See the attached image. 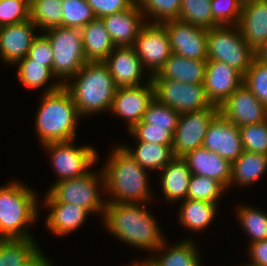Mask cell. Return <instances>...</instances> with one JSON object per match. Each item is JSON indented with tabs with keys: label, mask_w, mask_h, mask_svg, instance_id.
Listing matches in <instances>:
<instances>
[{
	"label": "cell",
	"mask_w": 267,
	"mask_h": 266,
	"mask_svg": "<svg viewBox=\"0 0 267 266\" xmlns=\"http://www.w3.org/2000/svg\"><path fill=\"white\" fill-rule=\"evenodd\" d=\"M136 148L120 144L124 150L132 156L137 163L149 171H161L172 159L174 154L172 145H160L147 142H136ZM129 147V148H128Z\"/></svg>",
	"instance_id": "obj_30"
},
{
	"label": "cell",
	"mask_w": 267,
	"mask_h": 266,
	"mask_svg": "<svg viewBox=\"0 0 267 266\" xmlns=\"http://www.w3.org/2000/svg\"><path fill=\"white\" fill-rule=\"evenodd\" d=\"M219 113L237 127L267 120V106L243 84L219 106Z\"/></svg>",
	"instance_id": "obj_15"
},
{
	"label": "cell",
	"mask_w": 267,
	"mask_h": 266,
	"mask_svg": "<svg viewBox=\"0 0 267 266\" xmlns=\"http://www.w3.org/2000/svg\"><path fill=\"white\" fill-rule=\"evenodd\" d=\"M267 170V155L243 151L232 163L229 187H244L252 185L263 176ZM236 184V185H235Z\"/></svg>",
	"instance_id": "obj_29"
},
{
	"label": "cell",
	"mask_w": 267,
	"mask_h": 266,
	"mask_svg": "<svg viewBox=\"0 0 267 266\" xmlns=\"http://www.w3.org/2000/svg\"><path fill=\"white\" fill-rule=\"evenodd\" d=\"M75 141L49 142L42 145L44 150L50 153L52 168L58 175L52 186L62 180L85 175L90 171V167L97 163L98 153L95 148L89 145L76 147L73 144Z\"/></svg>",
	"instance_id": "obj_9"
},
{
	"label": "cell",
	"mask_w": 267,
	"mask_h": 266,
	"mask_svg": "<svg viewBox=\"0 0 267 266\" xmlns=\"http://www.w3.org/2000/svg\"><path fill=\"white\" fill-rule=\"evenodd\" d=\"M243 3L247 2V1H252V0H241Z\"/></svg>",
	"instance_id": "obj_52"
},
{
	"label": "cell",
	"mask_w": 267,
	"mask_h": 266,
	"mask_svg": "<svg viewBox=\"0 0 267 266\" xmlns=\"http://www.w3.org/2000/svg\"><path fill=\"white\" fill-rule=\"evenodd\" d=\"M255 59L260 63L267 66V40L264 44L255 52Z\"/></svg>",
	"instance_id": "obj_49"
},
{
	"label": "cell",
	"mask_w": 267,
	"mask_h": 266,
	"mask_svg": "<svg viewBox=\"0 0 267 266\" xmlns=\"http://www.w3.org/2000/svg\"><path fill=\"white\" fill-rule=\"evenodd\" d=\"M104 63L117 88L142 85L145 69L133 46H116Z\"/></svg>",
	"instance_id": "obj_19"
},
{
	"label": "cell",
	"mask_w": 267,
	"mask_h": 266,
	"mask_svg": "<svg viewBox=\"0 0 267 266\" xmlns=\"http://www.w3.org/2000/svg\"><path fill=\"white\" fill-rule=\"evenodd\" d=\"M137 4L148 23L178 19L181 8V0H137Z\"/></svg>",
	"instance_id": "obj_36"
},
{
	"label": "cell",
	"mask_w": 267,
	"mask_h": 266,
	"mask_svg": "<svg viewBox=\"0 0 267 266\" xmlns=\"http://www.w3.org/2000/svg\"><path fill=\"white\" fill-rule=\"evenodd\" d=\"M53 50L52 72L63 85L87 62L78 28L53 27L42 32Z\"/></svg>",
	"instance_id": "obj_7"
},
{
	"label": "cell",
	"mask_w": 267,
	"mask_h": 266,
	"mask_svg": "<svg viewBox=\"0 0 267 266\" xmlns=\"http://www.w3.org/2000/svg\"><path fill=\"white\" fill-rule=\"evenodd\" d=\"M180 204L179 223L182 227L194 233L203 232L217 216L218 203L186 199Z\"/></svg>",
	"instance_id": "obj_28"
},
{
	"label": "cell",
	"mask_w": 267,
	"mask_h": 266,
	"mask_svg": "<svg viewBox=\"0 0 267 266\" xmlns=\"http://www.w3.org/2000/svg\"><path fill=\"white\" fill-rule=\"evenodd\" d=\"M182 159L192 174L215 179L229 188L232 164L220 155L201 147L186 153Z\"/></svg>",
	"instance_id": "obj_22"
},
{
	"label": "cell",
	"mask_w": 267,
	"mask_h": 266,
	"mask_svg": "<svg viewBox=\"0 0 267 266\" xmlns=\"http://www.w3.org/2000/svg\"><path fill=\"white\" fill-rule=\"evenodd\" d=\"M146 77L142 85L117 88L113 98L110 114L126 120L128 132L142 121L148 105L154 99L151 76Z\"/></svg>",
	"instance_id": "obj_13"
},
{
	"label": "cell",
	"mask_w": 267,
	"mask_h": 266,
	"mask_svg": "<svg viewBox=\"0 0 267 266\" xmlns=\"http://www.w3.org/2000/svg\"><path fill=\"white\" fill-rule=\"evenodd\" d=\"M161 24L169 36L172 53L192 60H207V29L178 19Z\"/></svg>",
	"instance_id": "obj_14"
},
{
	"label": "cell",
	"mask_w": 267,
	"mask_h": 266,
	"mask_svg": "<svg viewBox=\"0 0 267 266\" xmlns=\"http://www.w3.org/2000/svg\"><path fill=\"white\" fill-rule=\"evenodd\" d=\"M255 52L243 39L238 25H222L207 32V60L228 64L244 75Z\"/></svg>",
	"instance_id": "obj_8"
},
{
	"label": "cell",
	"mask_w": 267,
	"mask_h": 266,
	"mask_svg": "<svg viewBox=\"0 0 267 266\" xmlns=\"http://www.w3.org/2000/svg\"><path fill=\"white\" fill-rule=\"evenodd\" d=\"M52 83L44 90L35 115V131L42 145L76 140V128L81 118L63 84L60 81Z\"/></svg>",
	"instance_id": "obj_3"
},
{
	"label": "cell",
	"mask_w": 267,
	"mask_h": 266,
	"mask_svg": "<svg viewBox=\"0 0 267 266\" xmlns=\"http://www.w3.org/2000/svg\"><path fill=\"white\" fill-rule=\"evenodd\" d=\"M116 46H133L141 28L147 23L137 2L129 9L101 18Z\"/></svg>",
	"instance_id": "obj_20"
},
{
	"label": "cell",
	"mask_w": 267,
	"mask_h": 266,
	"mask_svg": "<svg viewBox=\"0 0 267 266\" xmlns=\"http://www.w3.org/2000/svg\"><path fill=\"white\" fill-rule=\"evenodd\" d=\"M81 34L87 62H104L115 48L101 18H95L85 25Z\"/></svg>",
	"instance_id": "obj_26"
},
{
	"label": "cell",
	"mask_w": 267,
	"mask_h": 266,
	"mask_svg": "<svg viewBox=\"0 0 267 266\" xmlns=\"http://www.w3.org/2000/svg\"><path fill=\"white\" fill-rule=\"evenodd\" d=\"M36 193L13 179L0 186V239H35L29 227L39 217Z\"/></svg>",
	"instance_id": "obj_5"
},
{
	"label": "cell",
	"mask_w": 267,
	"mask_h": 266,
	"mask_svg": "<svg viewBox=\"0 0 267 266\" xmlns=\"http://www.w3.org/2000/svg\"><path fill=\"white\" fill-rule=\"evenodd\" d=\"M129 266H157L156 264H154L149 258H145L144 261H133L131 264H129Z\"/></svg>",
	"instance_id": "obj_50"
},
{
	"label": "cell",
	"mask_w": 267,
	"mask_h": 266,
	"mask_svg": "<svg viewBox=\"0 0 267 266\" xmlns=\"http://www.w3.org/2000/svg\"><path fill=\"white\" fill-rule=\"evenodd\" d=\"M237 25L245 42L256 52L267 40V0L243 3Z\"/></svg>",
	"instance_id": "obj_21"
},
{
	"label": "cell",
	"mask_w": 267,
	"mask_h": 266,
	"mask_svg": "<svg viewBox=\"0 0 267 266\" xmlns=\"http://www.w3.org/2000/svg\"><path fill=\"white\" fill-rule=\"evenodd\" d=\"M62 0H30V19L42 32L63 26Z\"/></svg>",
	"instance_id": "obj_31"
},
{
	"label": "cell",
	"mask_w": 267,
	"mask_h": 266,
	"mask_svg": "<svg viewBox=\"0 0 267 266\" xmlns=\"http://www.w3.org/2000/svg\"><path fill=\"white\" fill-rule=\"evenodd\" d=\"M160 172V186L165 201L176 203L181 199L186 200L192 173L182 157L172 159Z\"/></svg>",
	"instance_id": "obj_25"
},
{
	"label": "cell",
	"mask_w": 267,
	"mask_h": 266,
	"mask_svg": "<svg viewBox=\"0 0 267 266\" xmlns=\"http://www.w3.org/2000/svg\"><path fill=\"white\" fill-rule=\"evenodd\" d=\"M243 150L267 155V120L239 127Z\"/></svg>",
	"instance_id": "obj_40"
},
{
	"label": "cell",
	"mask_w": 267,
	"mask_h": 266,
	"mask_svg": "<svg viewBox=\"0 0 267 266\" xmlns=\"http://www.w3.org/2000/svg\"><path fill=\"white\" fill-rule=\"evenodd\" d=\"M30 19V0H0V27Z\"/></svg>",
	"instance_id": "obj_43"
},
{
	"label": "cell",
	"mask_w": 267,
	"mask_h": 266,
	"mask_svg": "<svg viewBox=\"0 0 267 266\" xmlns=\"http://www.w3.org/2000/svg\"><path fill=\"white\" fill-rule=\"evenodd\" d=\"M241 0H211L213 21L218 25H237L242 12Z\"/></svg>",
	"instance_id": "obj_42"
},
{
	"label": "cell",
	"mask_w": 267,
	"mask_h": 266,
	"mask_svg": "<svg viewBox=\"0 0 267 266\" xmlns=\"http://www.w3.org/2000/svg\"><path fill=\"white\" fill-rule=\"evenodd\" d=\"M133 47L151 77L158 73L172 55L169 36L161 23L147 22L139 31Z\"/></svg>",
	"instance_id": "obj_12"
},
{
	"label": "cell",
	"mask_w": 267,
	"mask_h": 266,
	"mask_svg": "<svg viewBox=\"0 0 267 266\" xmlns=\"http://www.w3.org/2000/svg\"><path fill=\"white\" fill-rule=\"evenodd\" d=\"M247 251L250 256L248 264L253 266H267V239L248 243Z\"/></svg>",
	"instance_id": "obj_47"
},
{
	"label": "cell",
	"mask_w": 267,
	"mask_h": 266,
	"mask_svg": "<svg viewBox=\"0 0 267 266\" xmlns=\"http://www.w3.org/2000/svg\"><path fill=\"white\" fill-rule=\"evenodd\" d=\"M245 85L256 97L267 106V66L257 59L251 62L250 67L243 75Z\"/></svg>",
	"instance_id": "obj_41"
},
{
	"label": "cell",
	"mask_w": 267,
	"mask_h": 266,
	"mask_svg": "<svg viewBox=\"0 0 267 266\" xmlns=\"http://www.w3.org/2000/svg\"><path fill=\"white\" fill-rule=\"evenodd\" d=\"M207 60H192L172 53L151 80H171L189 84H203Z\"/></svg>",
	"instance_id": "obj_24"
},
{
	"label": "cell",
	"mask_w": 267,
	"mask_h": 266,
	"mask_svg": "<svg viewBox=\"0 0 267 266\" xmlns=\"http://www.w3.org/2000/svg\"><path fill=\"white\" fill-rule=\"evenodd\" d=\"M96 18L122 12L131 8L137 0H86Z\"/></svg>",
	"instance_id": "obj_46"
},
{
	"label": "cell",
	"mask_w": 267,
	"mask_h": 266,
	"mask_svg": "<svg viewBox=\"0 0 267 266\" xmlns=\"http://www.w3.org/2000/svg\"><path fill=\"white\" fill-rule=\"evenodd\" d=\"M27 56L31 58L33 62L43 63L44 66L52 69V46L49 39L42 32L33 40Z\"/></svg>",
	"instance_id": "obj_45"
},
{
	"label": "cell",
	"mask_w": 267,
	"mask_h": 266,
	"mask_svg": "<svg viewBox=\"0 0 267 266\" xmlns=\"http://www.w3.org/2000/svg\"><path fill=\"white\" fill-rule=\"evenodd\" d=\"M219 114V107L210 105L202 110L182 113L173 134L174 157L201 148L212 120Z\"/></svg>",
	"instance_id": "obj_11"
},
{
	"label": "cell",
	"mask_w": 267,
	"mask_h": 266,
	"mask_svg": "<svg viewBox=\"0 0 267 266\" xmlns=\"http://www.w3.org/2000/svg\"><path fill=\"white\" fill-rule=\"evenodd\" d=\"M167 242V240L166 242L164 241L154 251L156 255L159 253L158 256L151 254L153 256L148 257L154 264L157 266H202L198 246H196L193 240L189 238L183 239L177 242V244L170 245V247Z\"/></svg>",
	"instance_id": "obj_27"
},
{
	"label": "cell",
	"mask_w": 267,
	"mask_h": 266,
	"mask_svg": "<svg viewBox=\"0 0 267 266\" xmlns=\"http://www.w3.org/2000/svg\"><path fill=\"white\" fill-rule=\"evenodd\" d=\"M17 68V78L27 88L39 89L52 78H56L52 69L43 65V63L33 62L31 58L26 56L15 64Z\"/></svg>",
	"instance_id": "obj_35"
},
{
	"label": "cell",
	"mask_w": 267,
	"mask_h": 266,
	"mask_svg": "<svg viewBox=\"0 0 267 266\" xmlns=\"http://www.w3.org/2000/svg\"><path fill=\"white\" fill-rule=\"evenodd\" d=\"M39 248L35 239H0V266H23Z\"/></svg>",
	"instance_id": "obj_32"
},
{
	"label": "cell",
	"mask_w": 267,
	"mask_h": 266,
	"mask_svg": "<svg viewBox=\"0 0 267 266\" xmlns=\"http://www.w3.org/2000/svg\"><path fill=\"white\" fill-rule=\"evenodd\" d=\"M63 26L82 29L96 17L86 0H62Z\"/></svg>",
	"instance_id": "obj_39"
},
{
	"label": "cell",
	"mask_w": 267,
	"mask_h": 266,
	"mask_svg": "<svg viewBox=\"0 0 267 266\" xmlns=\"http://www.w3.org/2000/svg\"><path fill=\"white\" fill-rule=\"evenodd\" d=\"M113 149L102 166L104 192L110 194L106 203L151 202L154 194L148 186L150 174L121 145Z\"/></svg>",
	"instance_id": "obj_2"
},
{
	"label": "cell",
	"mask_w": 267,
	"mask_h": 266,
	"mask_svg": "<svg viewBox=\"0 0 267 266\" xmlns=\"http://www.w3.org/2000/svg\"><path fill=\"white\" fill-rule=\"evenodd\" d=\"M180 115L173 108L159 103L154 98L148 105L142 121L150 124V127H165L174 134Z\"/></svg>",
	"instance_id": "obj_38"
},
{
	"label": "cell",
	"mask_w": 267,
	"mask_h": 266,
	"mask_svg": "<svg viewBox=\"0 0 267 266\" xmlns=\"http://www.w3.org/2000/svg\"><path fill=\"white\" fill-rule=\"evenodd\" d=\"M145 203H106L102 224L118 240L150 253L166 238Z\"/></svg>",
	"instance_id": "obj_1"
},
{
	"label": "cell",
	"mask_w": 267,
	"mask_h": 266,
	"mask_svg": "<svg viewBox=\"0 0 267 266\" xmlns=\"http://www.w3.org/2000/svg\"><path fill=\"white\" fill-rule=\"evenodd\" d=\"M38 30L31 19L0 27V57L7 65H15L28 55Z\"/></svg>",
	"instance_id": "obj_18"
},
{
	"label": "cell",
	"mask_w": 267,
	"mask_h": 266,
	"mask_svg": "<svg viewBox=\"0 0 267 266\" xmlns=\"http://www.w3.org/2000/svg\"><path fill=\"white\" fill-rule=\"evenodd\" d=\"M236 215L241 228L249 236L250 243L267 239V213L249 205L237 206Z\"/></svg>",
	"instance_id": "obj_33"
},
{
	"label": "cell",
	"mask_w": 267,
	"mask_h": 266,
	"mask_svg": "<svg viewBox=\"0 0 267 266\" xmlns=\"http://www.w3.org/2000/svg\"><path fill=\"white\" fill-rule=\"evenodd\" d=\"M242 266H253V265H251V264H248V263H247V264L245 263V264H244V265H242Z\"/></svg>",
	"instance_id": "obj_51"
},
{
	"label": "cell",
	"mask_w": 267,
	"mask_h": 266,
	"mask_svg": "<svg viewBox=\"0 0 267 266\" xmlns=\"http://www.w3.org/2000/svg\"><path fill=\"white\" fill-rule=\"evenodd\" d=\"M63 87L71 94L82 119L94 113L110 112L117 90L104 62H86Z\"/></svg>",
	"instance_id": "obj_4"
},
{
	"label": "cell",
	"mask_w": 267,
	"mask_h": 266,
	"mask_svg": "<svg viewBox=\"0 0 267 266\" xmlns=\"http://www.w3.org/2000/svg\"><path fill=\"white\" fill-rule=\"evenodd\" d=\"M39 248L25 263L23 266H55L52 262L46 257V254L41 252Z\"/></svg>",
	"instance_id": "obj_48"
},
{
	"label": "cell",
	"mask_w": 267,
	"mask_h": 266,
	"mask_svg": "<svg viewBox=\"0 0 267 266\" xmlns=\"http://www.w3.org/2000/svg\"><path fill=\"white\" fill-rule=\"evenodd\" d=\"M202 147L220 155L231 164L244 151L239 127L220 113L209 125Z\"/></svg>",
	"instance_id": "obj_16"
},
{
	"label": "cell",
	"mask_w": 267,
	"mask_h": 266,
	"mask_svg": "<svg viewBox=\"0 0 267 266\" xmlns=\"http://www.w3.org/2000/svg\"><path fill=\"white\" fill-rule=\"evenodd\" d=\"M151 81L154 98L180 114L202 110L212 105L203 84H187L171 80Z\"/></svg>",
	"instance_id": "obj_10"
},
{
	"label": "cell",
	"mask_w": 267,
	"mask_h": 266,
	"mask_svg": "<svg viewBox=\"0 0 267 266\" xmlns=\"http://www.w3.org/2000/svg\"><path fill=\"white\" fill-rule=\"evenodd\" d=\"M49 210L45 224L56 236H65L76 232L86 221L90 211L79 205L68 203H43Z\"/></svg>",
	"instance_id": "obj_23"
},
{
	"label": "cell",
	"mask_w": 267,
	"mask_h": 266,
	"mask_svg": "<svg viewBox=\"0 0 267 266\" xmlns=\"http://www.w3.org/2000/svg\"><path fill=\"white\" fill-rule=\"evenodd\" d=\"M178 20L207 30L218 26L213 21L211 0H181Z\"/></svg>",
	"instance_id": "obj_34"
},
{
	"label": "cell",
	"mask_w": 267,
	"mask_h": 266,
	"mask_svg": "<svg viewBox=\"0 0 267 266\" xmlns=\"http://www.w3.org/2000/svg\"><path fill=\"white\" fill-rule=\"evenodd\" d=\"M243 75L228 64L207 60L203 85L214 106H221L241 85Z\"/></svg>",
	"instance_id": "obj_17"
},
{
	"label": "cell",
	"mask_w": 267,
	"mask_h": 266,
	"mask_svg": "<svg viewBox=\"0 0 267 266\" xmlns=\"http://www.w3.org/2000/svg\"><path fill=\"white\" fill-rule=\"evenodd\" d=\"M227 189L217 180L192 174L187 199L203 200L210 203H218Z\"/></svg>",
	"instance_id": "obj_37"
},
{
	"label": "cell",
	"mask_w": 267,
	"mask_h": 266,
	"mask_svg": "<svg viewBox=\"0 0 267 266\" xmlns=\"http://www.w3.org/2000/svg\"><path fill=\"white\" fill-rule=\"evenodd\" d=\"M101 188H105L102 169L98 174L91 169L81 177L62 180L53 186L50 185L42 202L79 205L89 210L91 214L99 213L103 218L106 199L100 194L102 190L104 193V189Z\"/></svg>",
	"instance_id": "obj_6"
},
{
	"label": "cell",
	"mask_w": 267,
	"mask_h": 266,
	"mask_svg": "<svg viewBox=\"0 0 267 266\" xmlns=\"http://www.w3.org/2000/svg\"><path fill=\"white\" fill-rule=\"evenodd\" d=\"M129 133L137 142L160 145H172L173 143V134L165 127H150V124L143 121L137 123Z\"/></svg>",
	"instance_id": "obj_44"
}]
</instances>
